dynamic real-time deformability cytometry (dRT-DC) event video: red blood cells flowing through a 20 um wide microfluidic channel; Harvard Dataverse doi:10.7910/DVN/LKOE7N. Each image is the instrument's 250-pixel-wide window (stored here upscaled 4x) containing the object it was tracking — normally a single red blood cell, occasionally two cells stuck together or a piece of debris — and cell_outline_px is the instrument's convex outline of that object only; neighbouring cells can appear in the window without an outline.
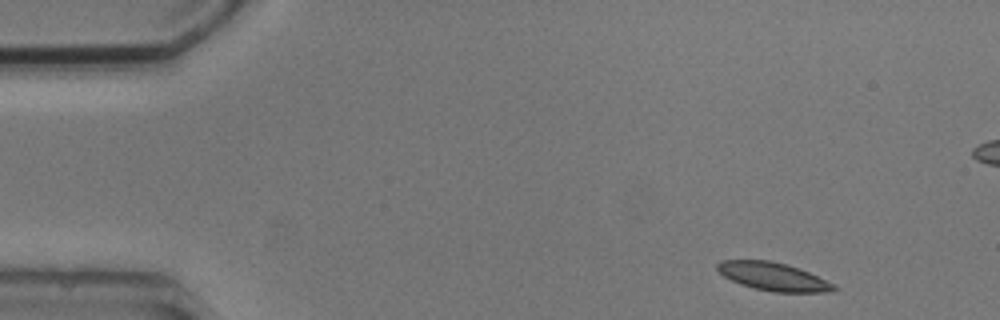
{"species": "common noctule bat (a hibernating species)", "species_latin": "Nyctalus noctula", "temperature_condition": "cold", "stored_images_in_passage": 6, "camera_frame_rate_fps": 3000, "um_per_image_px": 0.085, "animal": {"sex": "male", "body_mass_g": 20.5, "forearm_length_mm": 52.5}, "frame": {"image": 1, "passage_image": 1, "time_ms": 0.0, "image_size_px": [1000, 320], "cell_outline_px": [[840, 288], [828, 292], [772, 292], [740, 284], [724, 276], [716, 268], [716, 264], [720, 260], [772, 260], [788, 264], [800, 268], [836, 284]], "centroid_in_image_um": [65.77, 23.5], "position_along_channel_um": 19.2, "area_um2": 19.31}}
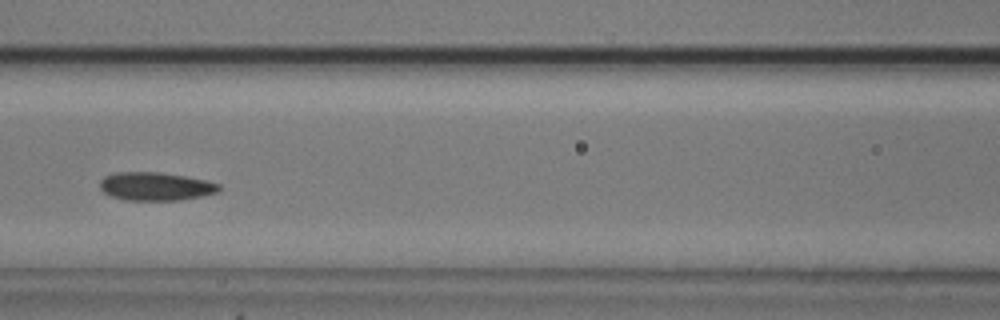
{"frame": {"image": 2, "passage_image": 6, "time_ms": 6.0, "image_size_px": [1000, 320], "cell_outline_px": [[220, 188], [216, 192], [200, 196], [180, 200], [124, 200], [112, 196], [104, 192], [100, 188], [100, 180], [104, 176], [116, 172], [160, 172], [184, 176], [204, 180], [220, 184]], "centroid_in_image_um": [13.18, 15.84], "position_along_channel_um": 153.4, "area_um2": 19.48}}